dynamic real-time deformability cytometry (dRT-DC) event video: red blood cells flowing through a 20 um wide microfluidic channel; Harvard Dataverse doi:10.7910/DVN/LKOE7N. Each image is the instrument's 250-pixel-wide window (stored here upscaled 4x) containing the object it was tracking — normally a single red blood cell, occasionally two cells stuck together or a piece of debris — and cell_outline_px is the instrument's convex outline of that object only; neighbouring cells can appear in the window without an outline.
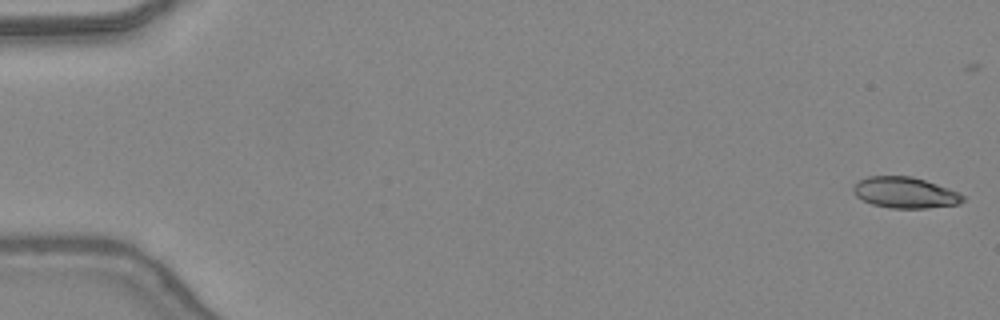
{"species": "common noctule bat (a hibernating species)", "species_latin": "Nyctalus noctula", "temperature_condition": "warm", "stored_images_in_passage": 47, "camera_frame_rate_fps": 3000, "um_per_image_px": 0.085, "animal": {"sex": "female", "body_mass_g": 24.6, "forearm_length_mm": 56.2}, "frame": {"image": 1, "passage_image": 1, "time_ms": 0.0, "image_size_px": [1000, 320], "cell_outline_px": [[964, 200], [960, 204], [924, 208], [888, 208], [872, 204], [856, 196], [852, 192], [852, 188], [860, 180], [868, 176], [912, 176], [948, 188], [964, 196]], "centroid_in_image_um": [76.91, 16.37], "position_along_channel_um": 8.1, "area_um2": 19.65}}
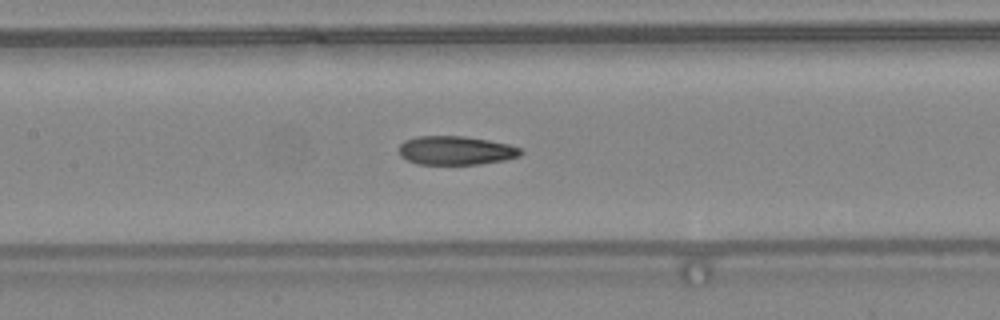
{"frame": {"image": 2, "passage_image": 23, "time_ms": 7.333, "image_size_px": [1000, 320], "cell_outline_px": [[524, 152], [520, 156], [504, 160], [480, 164], [416, 164], [400, 156], [400, 144], [404, 140], [416, 136], [464, 136], [488, 140], [508, 144], [520, 148]], "centroid_in_image_um": [38.74, 12.79], "position_along_channel_um": 168.7, "area_um2": 20.46}}
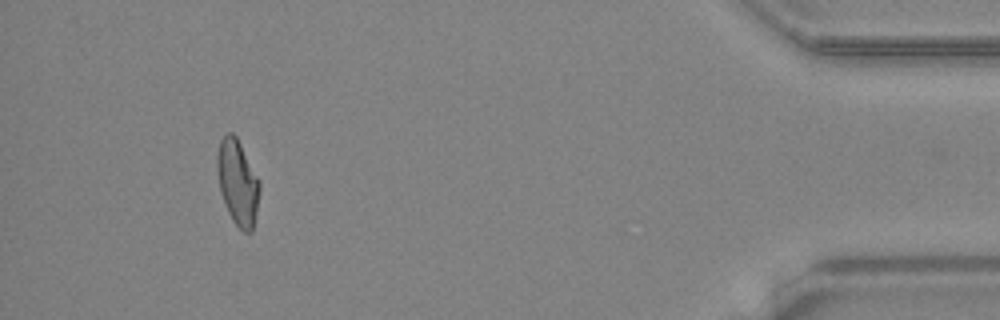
{"frame": {"image": 3, "passage_image": 44, "time_ms": 14.333, "image_size_px": [1000, 320], "cell_outline_px": [[260, 188], [256, 212], [252, 232], [244, 232], [232, 220], [224, 204], [220, 192], [216, 168], [216, 156], [220, 140], [228, 132], [232, 132], [236, 136], [260, 180]], "centroid_in_image_um": [20.18, 15.49], "position_along_channel_um": 415.0, "area_um2": 21.15}, "authors_computed_cell_mechanics": {"area_um2": 20.9814, "velocity_mm_per_s": 4.4341, "shape_relaxation_time_tau1_ms": null, "shape_relaxation_time_tau2_ms": 2.6601, "deformation_change_tau1": null, "deformation_change_tau2": 0.1034}}